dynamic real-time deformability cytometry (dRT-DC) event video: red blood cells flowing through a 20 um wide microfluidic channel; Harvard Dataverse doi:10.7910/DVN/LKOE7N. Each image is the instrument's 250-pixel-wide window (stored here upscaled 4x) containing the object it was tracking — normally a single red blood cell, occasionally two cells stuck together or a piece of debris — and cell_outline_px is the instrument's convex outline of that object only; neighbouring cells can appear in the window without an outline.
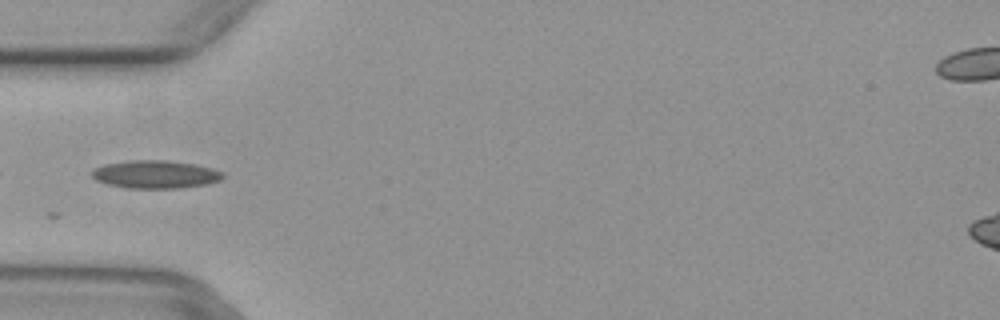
{"species": "common noctule bat (a hibernating species)", "species_latin": "Nyctalus noctula", "temperature_condition": "warm", "stored_images_in_passage": 4, "camera_frame_rate_fps": 3000, "um_per_image_px": 0.085, "animal": {"sex": "female", "body_mass_g": 29.2, "forearm_length_mm": 56.3}, "frame": {"image": 1, "passage_image": 4, "time_ms": 1.0, "image_size_px": [1000, 320], "cell_outline_px": [[224, 176], [220, 180], [208, 184], [180, 188], [124, 188], [108, 184], [96, 180], [92, 176], [92, 172], [96, 168], [104, 164], [132, 160], [168, 160], [196, 164], [212, 168], [224, 172]], "centroid_in_image_um": [13.25, 14.82], "position_along_channel_um": 71.8, "area_um2": 21.44}}